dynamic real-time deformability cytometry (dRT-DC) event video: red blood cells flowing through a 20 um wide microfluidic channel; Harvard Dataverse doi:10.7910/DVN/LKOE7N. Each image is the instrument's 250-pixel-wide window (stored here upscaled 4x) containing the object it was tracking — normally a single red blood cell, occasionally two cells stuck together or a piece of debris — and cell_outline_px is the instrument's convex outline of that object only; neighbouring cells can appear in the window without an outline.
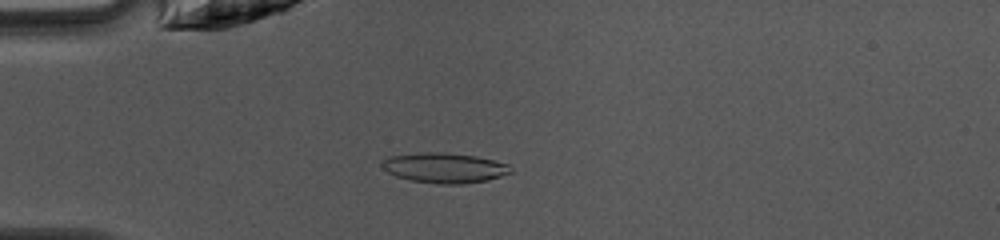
{"species": "common noctule bat (a hibernating species)", "species_latin": "Nyctalus noctula", "temperature_condition": "warm", "stored_images_in_passage": 48, "camera_frame_rate_fps": 3000, "um_per_image_px": 0.085, "animal": {"sex": "female", "body_mass_g": 10.0, "forearm_length_mm": 53.1}, "frame": {"image": 1, "passage_image": 13, "time_ms": 4.0, "image_size_px": [1000, 240], "cell_outline_px": [[512, 172], [488, 180], [464, 184], [440, 184], [412, 180], [396, 176], [388, 172], [380, 164], [384, 160], [392, 156], [420, 152], [444, 152], [476, 156], [508, 164], [512, 168]], "centroid_in_image_um": [37.8, 14.26], "position_along_channel_um": 47.2, "area_um2": 22.43}}
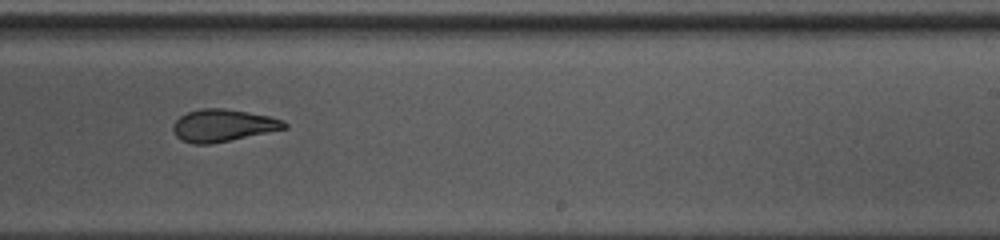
{"frame": {"image": 2, "passage_image": 30, "time_ms": 9.667, "image_size_px": [1000, 240], "cell_outline_px": [[288, 128], [208, 144], [192, 144], [180, 140], [176, 136], [172, 128], [172, 124], [180, 116], [188, 112], [200, 108], [224, 108], [268, 116], [284, 120], [288, 124]], "centroid_in_image_um": [18.92, 10.66], "position_along_channel_um": 270.1, "area_um2": 20.81}}
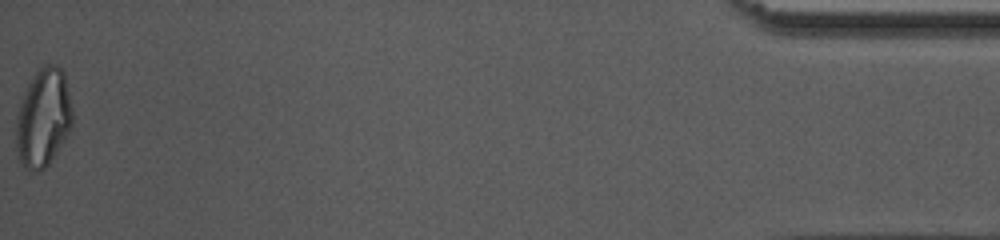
{"frame": {"image": 3, "passage_image": 48, "time_ms": 15.667, "image_size_px": [1000, 240], "cell_outline_px": [[72, 124], [64, 140], [48, 164], [44, 168], [36, 172], [32, 172], [24, 168], [20, 164], [16, 148], [16, 120], [20, 100], [28, 84], [36, 72], [44, 64], [56, 64], [64, 72], [72, 108]], "centroid_in_image_um": [3.66, 10.02], "position_along_channel_um": 431.5, "area_um2": 32.31}, "authors_computed_cell_mechanics": {"area_um2": 21.8773, "velocity_mm_per_s": 4.188, "shape_relaxation_time_tau1_ms": 5.1024, "shape_relaxation_time_tau2_ms": 1.5869, "deformation_change_tau1": 0.2116, "deformation_change_tau2": 0.0956}}